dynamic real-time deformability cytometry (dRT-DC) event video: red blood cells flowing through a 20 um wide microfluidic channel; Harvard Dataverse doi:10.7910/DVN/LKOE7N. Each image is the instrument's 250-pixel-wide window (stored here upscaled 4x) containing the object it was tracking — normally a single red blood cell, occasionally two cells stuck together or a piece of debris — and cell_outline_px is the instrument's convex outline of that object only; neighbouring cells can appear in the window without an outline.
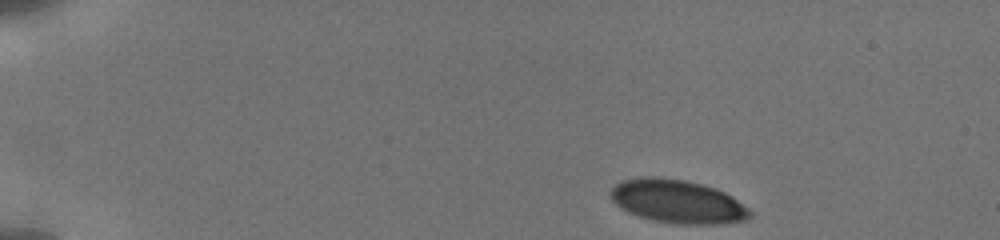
{"species": "human", "species_latin": "Homo sapiens", "temperature_condition": "cold", "stored_images_in_passage": 29, "camera_frame_rate_fps": 3000, "um_per_image_px": 0.085, "donor": {"sex": "male"}, "frame": {"image": 1, "passage_image": 1, "time_ms": 0.0, "image_size_px": [1000, 240], "cell_outline_px": [[752, 216], [744, 220], [720, 224], [680, 224], [652, 220], [628, 212], [620, 208], [612, 200], [612, 188], [620, 180], [640, 176], [652, 176], [684, 180], [716, 188], [732, 196], [748, 208], [752, 212]], "centroid_in_image_um": [57.59, 17.12], "position_along_channel_um": 27.4, "area_um2": 35.2}}
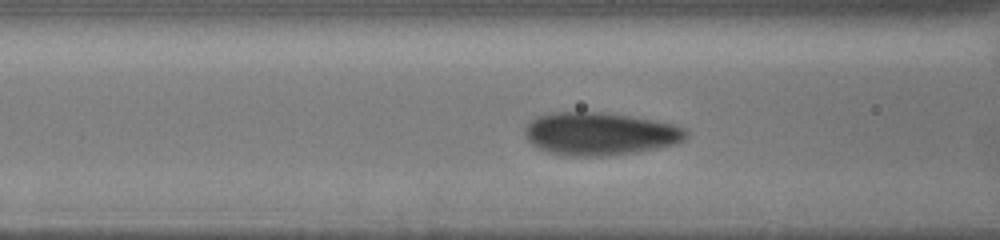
{"frame": {"image": 2, "passage_image": 23, "time_ms": 5.0, "image_size_px": [1000, 240], "cell_outline_px": [[688, 136], [684, 140], [676, 144], [636, 152], [604, 156], [560, 156], [536, 148], [524, 136], [524, 128], [536, 116], [548, 112], [600, 112], [628, 116], [652, 120], [672, 124], [684, 128], [688, 132]], "centroid_in_image_um": [50.94, 11.38], "position_along_channel_um": 115.7, "area_um2": 40.46}}
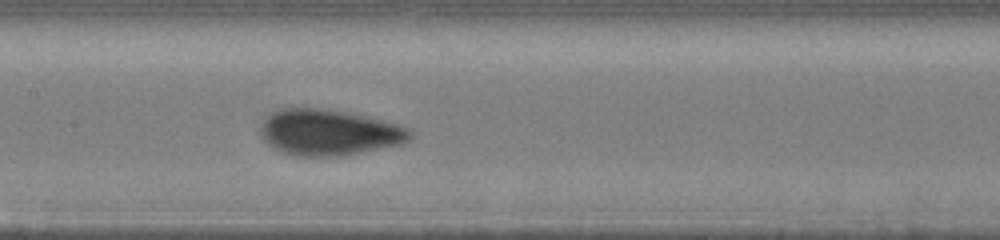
{"frame": {"image": 3, "passage_image": 29, "time_ms": 6.667, "image_size_px": [1000, 240], "cell_outline_px": [[412, 136], [404, 144], [344, 156], [296, 156], [280, 152], [272, 148], [264, 140], [260, 132], [260, 124], [264, 116], [280, 108], [320, 108], [348, 112], [400, 124], [412, 128]], "centroid_in_image_um": [27.97, 11.26], "position_along_channel_um": 179.4, "area_um2": 40.81}}